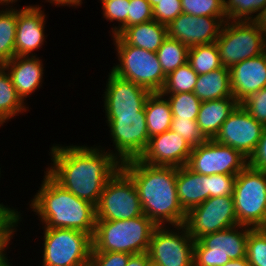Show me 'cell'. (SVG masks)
<instances>
[{"label":"cell","instance_id":"cell-24","mask_svg":"<svg viewBox=\"0 0 266 266\" xmlns=\"http://www.w3.org/2000/svg\"><path fill=\"white\" fill-rule=\"evenodd\" d=\"M119 36L128 45L156 53L167 38V26L153 19L127 27Z\"/></svg>","mask_w":266,"mask_h":266},{"label":"cell","instance_id":"cell-1","mask_svg":"<svg viewBox=\"0 0 266 266\" xmlns=\"http://www.w3.org/2000/svg\"><path fill=\"white\" fill-rule=\"evenodd\" d=\"M46 173L62 188L97 206L108 180L121 163L101 145L53 144Z\"/></svg>","mask_w":266,"mask_h":266},{"label":"cell","instance_id":"cell-26","mask_svg":"<svg viewBox=\"0 0 266 266\" xmlns=\"http://www.w3.org/2000/svg\"><path fill=\"white\" fill-rule=\"evenodd\" d=\"M144 110L149 138L171 128L173 116L166 96L160 92L151 93L145 102Z\"/></svg>","mask_w":266,"mask_h":266},{"label":"cell","instance_id":"cell-35","mask_svg":"<svg viewBox=\"0 0 266 266\" xmlns=\"http://www.w3.org/2000/svg\"><path fill=\"white\" fill-rule=\"evenodd\" d=\"M182 12L192 16L219 17L227 21L224 0H181Z\"/></svg>","mask_w":266,"mask_h":266},{"label":"cell","instance_id":"cell-46","mask_svg":"<svg viewBox=\"0 0 266 266\" xmlns=\"http://www.w3.org/2000/svg\"><path fill=\"white\" fill-rule=\"evenodd\" d=\"M150 262L148 253L131 255L126 266H148Z\"/></svg>","mask_w":266,"mask_h":266},{"label":"cell","instance_id":"cell-34","mask_svg":"<svg viewBox=\"0 0 266 266\" xmlns=\"http://www.w3.org/2000/svg\"><path fill=\"white\" fill-rule=\"evenodd\" d=\"M102 5V18L110 23L115 22L109 32L112 36H119L127 28L130 0H99Z\"/></svg>","mask_w":266,"mask_h":266},{"label":"cell","instance_id":"cell-13","mask_svg":"<svg viewBox=\"0 0 266 266\" xmlns=\"http://www.w3.org/2000/svg\"><path fill=\"white\" fill-rule=\"evenodd\" d=\"M183 225L194 241L238 225L233 196L208 198L186 213Z\"/></svg>","mask_w":266,"mask_h":266},{"label":"cell","instance_id":"cell-25","mask_svg":"<svg viewBox=\"0 0 266 266\" xmlns=\"http://www.w3.org/2000/svg\"><path fill=\"white\" fill-rule=\"evenodd\" d=\"M193 93L201 102L234 97L231 91L229 68L221 67L198 75Z\"/></svg>","mask_w":266,"mask_h":266},{"label":"cell","instance_id":"cell-44","mask_svg":"<svg viewBox=\"0 0 266 266\" xmlns=\"http://www.w3.org/2000/svg\"><path fill=\"white\" fill-rule=\"evenodd\" d=\"M248 165L253 169L266 171V125L254 153L248 158Z\"/></svg>","mask_w":266,"mask_h":266},{"label":"cell","instance_id":"cell-28","mask_svg":"<svg viewBox=\"0 0 266 266\" xmlns=\"http://www.w3.org/2000/svg\"><path fill=\"white\" fill-rule=\"evenodd\" d=\"M2 9V10H1ZM0 9V61L5 63L15 56L17 6Z\"/></svg>","mask_w":266,"mask_h":266},{"label":"cell","instance_id":"cell-23","mask_svg":"<svg viewBox=\"0 0 266 266\" xmlns=\"http://www.w3.org/2000/svg\"><path fill=\"white\" fill-rule=\"evenodd\" d=\"M238 104L234 97L201 102L196 121L207 140L215 138L222 123Z\"/></svg>","mask_w":266,"mask_h":266},{"label":"cell","instance_id":"cell-42","mask_svg":"<svg viewBox=\"0 0 266 266\" xmlns=\"http://www.w3.org/2000/svg\"><path fill=\"white\" fill-rule=\"evenodd\" d=\"M129 253L91 251L89 266H126Z\"/></svg>","mask_w":266,"mask_h":266},{"label":"cell","instance_id":"cell-51","mask_svg":"<svg viewBox=\"0 0 266 266\" xmlns=\"http://www.w3.org/2000/svg\"><path fill=\"white\" fill-rule=\"evenodd\" d=\"M8 257L9 256L7 255H0V266H12L13 265L10 259H8Z\"/></svg>","mask_w":266,"mask_h":266},{"label":"cell","instance_id":"cell-45","mask_svg":"<svg viewBox=\"0 0 266 266\" xmlns=\"http://www.w3.org/2000/svg\"><path fill=\"white\" fill-rule=\"evenodd\" d=\"M18 230H0V255H8L7 250L10 248V242L17 235Z\"/></svg>","mask_w":266,"mask_h":266},{"label":"cell","instance_id":"cell-31","mask_svg":"<svg viewBox=\"0 0 266 266\" xmlns=\"http://www.w3.org/2000/svg\"><path fill=\"white\" fill-rule=\"evenodd\" d=\"M198 74L186 63L166 76L161 94L193 92Z\"/></svg>","mask_w":266,"mask_h":266},{"label":"cell","instance_id":"cell-32","mask_svg":"<svg viewBox=\"0 0 266 266\" xmlns=\"http://www.w3.org/2000/svg\"><path fill=\"white\" fill-rule=\"evenodd\" d=\"M170 104L172 119H197L201 101L193 92L163 94Z\"/></svg>","mask_w":266,"mask_h":266},{"label":"cell","instance_id":"cell-11","mask_svg":"<svg viewBox=\"0 0 266 266\" xmlns=\"http://www.w3.org/2000/svg\"><path fill=\"white\" fill-rule=\"evenodd\" d=\"M113 150H107L120 162L139 158L149 142L144 108L138 114L105 116Z\"/></svg>","mask_w":266,"mask_h":266},{"label":"cell","instance_id":"cell-4","mask_svg":"<svg viewBox=\"0 0 266 266\" xmlns=\"http://www.w3.org/2000/svg\"><path fill=\"white\" fill-rule=\"evenodd\" d=\"M156 227L145 214L128 220H96L92 251L146 253Z\"/></svg>","mask_w":266,"mask_h":266},{"label":"cell","instance_id":"cell-38","mask_svg":"<svg viewBox=\"0 0 266 266\" xmlns=\"http://www.w3.org/2000/svg\"><path fill=\"white\" fill-rule=\"evenodd\" d=\"M240 104L255 120L263 126L266 125V87L250 95Z\"/></svg>","mask_w":266,"mask_h":266},{"label":"cell","instance_id":"cell-5","mask_svg":"<svg viewBox=\"0 0 266 266\" xmlns=\"http://www.w3.org/2000/svg\"><path fill=\"white\" fill-rule=\"evenodd\" d=\"M115 45L118 63H114L111 72L116 76L136 83L151 93L160 92L166 76L157 54L152 51L128 45L120 36H111Z\"/></svg>","mask_w":266,"mask_h":266},{"label":"cell","instance_id":"cell-54","mask_svg":"<svg viewBox=\"0 0 266 266\" xmlns=\"http://www.w3.org/2000/svg\"><path fill=\"white\" fill-rule=\"evenodd\" d=\"M3 67V63L0 61V68Z\"/></svg>","mask_w":266,"mask_h":266},{"label":"cell","instance_id":"cell-16","mask_svg":"<svg viewBox=\"0 0 266 266\" xmlns=\"http://www.w3.org/2000/svg\"><path fill=\"white\" fill-rule=\"evenodd\" d=\"M107 77L102 95L105 116L138 114L144 108L151 92L136 83L116 76L111 71Z\"/></svg>","mask_w":266,"mask_h":266},{"label":"cell","instance_id":"cell-48","mask_svg":"<svg viewBox=\"0 0 266 266\" xmlns=\"http://www.w3.org/2000/svg\"><path fill=\"white\" fill-rule=\"evenodd\" d=\"M254 22L258 25V27L260 28V30L264 33L266 37V6L259 13L258 17L254 20Z\"/></svg>","mask_w":266,"mask_h":266},{"label":"cell","instance_id":"cell-21","mask_svg":"<svg viewBox=\"0 0 266 266\" xmlns=\"http://www.w3.org/2000/svg\"><path fill=\"white\" fill-rule=\"evenodd\" d=\"M38 56H14L3 63L9 73L18 95L26 103V98L42 87L44 81V63Z\"/></svg>","mask_w":266,"mask_h":266},{"label":"cell","instance_id":"cell-10","mask_svg":"<svg viewBox=\"0 0 266 266\" xmlns=\"http://www.w3.org/2000/svg\"><path fill=\"white\" fill-rule=\"evenodd\" d=\"M132 178L120 168L106 183L96 206L97 220H128L143 215Z\"/></svg>","mask_w":266,"mask_h":266},{"label":"cell","instance_id":"cell-36","mask_svg":"<svg viewBox=\"0 0 266 266\" xmlns=\"http://www.w3.org/2000/svg\"><path fill=\"white\" fill-rule=\"evenodd\" d=\"M246 257L250 266H266V228L249 231Z\"/></svg>","mask_w":266,"mask_h":266},{"label":"cell","instance_id":"cell-41","mask_svg":"<svg viewBox=\"0 0 266 266\" xmlns=\"http://www.w3.org/2000/svg\"><path fill=\"white\" fill-rule=\"evenodd\" d=\"M153 7L148 0H130L127 27L153 20Z\"/></svg>","mask_w":266,"mask_h":266},{"label":"cell","instance_id":"cell-14","mask_svg":"<svg viewBox=\"0 0 266 266\" xmlns=\"http://www.w3.org/2000/svg\"><path fill=\"white\" fill-rule=\"evenodd\" d=\"M248 165V159L238 150L214 139L192 149L187 167L201 175H237Z\"/></svg>","mask_w":266,"mask_h":266},{"label":"cell","instance_id":"cell-29","mask_svg":"<svg viewBox=\"0 0 266 266\" xmlns=\"http://www.w3.org/2000/svg\"><path fill=\"white\" fill-rule=\"evenodd\" d=\"M187 63L198 74H206L222 67L215 42L189 48Z\"/></svg>","mask_w":266,"mask_h":266},{"label":"cell","instance_id":"cell-39","mask_svg":"<svg viewBox=\"0 0 266 266\" xmlns=\"http://www.w3.org/2000/svg\"><path fill=\"white\" fill-rule=\"evenodd\" d=\"M182 12L181 0H159L153 7V18L161 24L168 25Z\"/></svg>","mask_w":266,"mask_h":266},{"label":"cell","instance_id":"cell-20","mask_svg":"<svg viewBox=\"0 0 266 266\" xmlns=\"http://www.w3.org/2000/svg\"><path fill=\"white\" fill-rule=\"evenodd\" d=\"M229 71L231 91L240 104L266 87V51L260 56L235 64Z\"/></svg>","mask_w":266,"mask_h":266},{"label":"cell","instance_id":"cell-2","mask_svg":"<svg viewBox=\"0 0 266 266\" xmlns=\"http://www.w3.org/2000/svg\"><path fill=\"white\" fill-rule=\"evenodd\" d=\"M132 178L143 213L157 226L183 225L186 212L178 200L177 167L153 166L138 158L121 163Z\"/></svg>","mask_w":266,"mask_h":266},{"label":"cell","instance_id":"cell-8","mask_svg":"<svg viewBox=\"0 0 266 266\" xmlns=\"http://www.w3.org/2000/svg\"><path fill=\"white\" fill-rule=\"evenodd\" d=\"M232 196L239 225L266 228V171L247 165L236 175Z\"/></svg>","mask_w":266,"mask_h":266},{"label":"cell","instance_id":"cell-19","mask_svg":"<svg viewBox=\"0 0 266 266\" xmlns=\"http://www.w3.org/2000/svg\"><path fill=\"white\" fill-rule=\"evenodd\" d=\"M193 147L172 130L152 136L138 158L153 166L183 167L187 165Z\"/></svg>","mask_w":266,"mask_h":266},{"label":"cell","instance_id":"cell-37","mask_svg":"<svg viewBox=\"0 0 266 266\" xmlns=\"http://www.w3.org/2000/svg\"><path fill=\"white\" fill-rule=\"evenodd\" d=\"M197 119H172L170 130L179 134L193 148L203 144L207 139L201 133Z\"/></svg>","mask_w":266,"mask_h":266},{"label":"cell","instance_id":"cell-40","mask_svg":"<svg viewBox=\"0 0 266 266\" xmlns=\"http://www.w3.org/2000/svg\"><path fill=\"white\" fill-rule=\"evenodd\" d=\"M236 182V175H209V198L232 196Z\"/></svg>","mask_w":266,"mask_h":266},{"label":"cell","instance_id":"cell-30","mask_svg":"<svg viewBox=\"0 0 266 266\" xmlns=\"http://www.w3.org/2000/svg\"><path fill=\"white\" fill-rule=\"evenodd\" d=\"M188 51L189 48L178 40L167 37L163 41L156 54L165 76L187 63Z\"/></svg>","mask_w":266,"mask_h":266},{"label":"cell","instance_id":"cell-50","mask_svg":"<svg viewBox=\"0 0 266 266\" xmlns=\"http://www.w3.org/2000/svg\"><path fill=\"white\" fill-rule=\"evenodd\" d=\"M18 0H0V8L5 7V8H13ZM15 3V4H14ZM14 4V6H13Z\"/></svg>","mask_w":266,"mask_h":266},{"label":"cell","instance_id":"cell-47","mask_svg":"<svg viewBox=\"0 0 266 266\" xmlns=\"http://www.w3.org/2000/svg\"><path fill=\"white\" fill-rule=\"evenodd\" d=\"M84 0H45V3L48 2L50 3L52 6L55 5L56 7H74L75 9L76 8H79L82 6ZM79 6V7H78Z\"/></svg>","mask_w":266,"mask_h":266},{"label":"cell","instance_id":"cell-27","mask_svg":"<svg viewBox=\"0 0 266 266\" xmlns=\"http://www.w3.org/2000/svg\"><path fill=\"white\" fill-rule=\"evenodd\" d=\"M28 103H25L18 95L13 86L11 77L4 67L0 68V127L8 123L18 114L29 110Z\"/></svg>","mask_w":266,"mask_h":266},{"label":"cell","instance_id":"cell-3","mask_svg":"<svg viewBox=\"0 0 266 266\" xmlns=\"http://www.w3.org/2000/svg\"><path fill=\"white\" fill-rule=\"evenodd\" d=\"M28 202L45 228L82 231L93 236L96 225V206L62 188L44 170L43 180ZM40 218V219H39Z\"/></svg>","mask_w":266,"mask_h":266},{"label":"cell","instance_id":"cell-52","mask_svg":"<svg viewBox=\"0 0 266 266\" xmlns=\"http://www.w3.org/2000/svg\"><path fill=\"white\" fill-rule=\"evenodd\" d=\"M152 7L156 6L159 3V0H148Z\"/></svg>","mask_w":266,"mask_h":266},{"label":"cell","instance_id":"cell-18","mask_svg":"<svg viewBox=\"0 0 266 266\" xmlns=\"http://www.w3.org/2000/svg\"><path fill=\"white\" fill-rule=\"evenodd\" d=\"M223 24L219 17L181 13L167 25V37L180 41L188 48L209 44L217 40Z\"/></svg>","mask_w":266,"mask_h":266},{"label":"cell","instance_id":"cell-49","mask_svg":"<svg viewBox=\"0 0 266 266\" xmlns=\"http://www.w3.org/2000/svg\"><path fill=\"white\" fill-rule=\"evenodd\" d=\"M222 266H250L247 257L230 260Z\"/></svg>","mask_w":266,"mask_h":266},{"label":"cell","instance_id":"cell-15","mask_svg":"<svg viewBox=\"0 0 266 266\" xmlns=\"http://www.w3.org/2000/svg\"><path fill=\"white\" fill-rule=\"evenodd\" d=\"M263 127L238 104L222 123L214 140L238 150L248 159L257 147Z\"/></svg>","mask_w":266,"mask_h":266},{"label":"cell","instance_id":"cell-7","mask_svg":"<svg viewBox=\"0 0 266 266\" xmlns=\"http://www.w3.org/2000/svg\"><path fill=\"white\" fill-rule=\"evenodd\" d=\"M43 229L42 266H89L92 237L82 231Z\"/></svg>","mask_w":266,"mask_h":266},{"label":"cell","instance_id":"cell-9","mask_svg":"<svg viewBox=\"0 0 266 266\" xmlns=\"http://www.w3.org/2000/svg\"><path fill=\"white\" fill-rule=\"evenodd\" d=\"M252 227L236 225L203 235L194 241V266H222L247 256V238Z\"/></svg>","mask_w":266,"mask_h":266},{"label":"cell","instance_id":"cell-43","mask_svg":"<svg viewBox=\"0 0 266 266\" xmlns=\"http://www.w3.org/2000/svg\"><path fill=\"white\" fill-rule=\"evenodd\" d=\"M22 213L13 206L0 203V230H19V224L22 221Z\"/></svg>","mask_w":266,"mask_h":266},{"label":"cell","instance_id":"cell-17","mask_svg":"<svg viewBox=\"0 0 266 266\" xmlns=\"http://www.w3.org/2000/svg\"><path fill=\"white\" fill-rule=\"evenodd\" d=\"M42 5H26L17 9L15 56H37L34 51L43 47L48 14ZM39 49V50H38Z\"/></svg>","mask_w":266,"mask_h":266},{"label":"cell","instance_id":"cell-12","mask_svg":"<svg viewBox=\"0 0 266 266\" xmlns=\"http://www.w3.org/2000/svg\"><path fill=\"white\" fill-rule=\"evenodd\" d=\"M147 253L159 266H194V240L184 225L157 226Z\"/></svg>","mask_w":266,"mask_h":266},{"label":"cell","instance_id":"cell-22","mask_svg":"<svg viewBox=\"0 0 266 266\" xmlns=\"http://www.w3.org/2000/svg\"><path fill=\"white\" fill-rule=\"evenodd\" d=\"M178 200L187 213L209 198V175H201L186 165L177 168L176 177Z\"/></svg>","mask_w":266,"mask_h":266},{"label":"cell","instance_id":"cell-53","mask_svg":"<svg viewBox=\"0 0 266 266\" xmlns=\"http://www.w3.org/2000/svg\"><path fill=\"white\" fill-rule=\"evenodd\" d=\"M148 266H159V265H156L154 263H152L151 261L148 263Z\"/></svg>","mask_w":266,"mask_h":266},{"label":"cell","instance_id":"cell-33","mask_svg":"<svg viewBox=\"0 0 266 266\" xmlns=\"http://www.w3.org/2000/svg\"><path fill=\"white\" fill-rule=\"evenodd\" d=\"M265 6L266 0H224V10L230 21H254Z\"/></svg>","mask_w":266,"mask_h":266},{"label":"cell","instance_id":"cell-6","mask_svg":"<svg viewBox=\"0 0 266 266\" xmlns=\"http://www.w3.org/2000/svg\"><path fill=\"white\" fill-rule=\"evenodd\" d=\"M215 43L222 67L229 69L266 51V37L254 21L227 20Z\"/></svg>","mask_w":266,"mask_h":266}]
</instances>
